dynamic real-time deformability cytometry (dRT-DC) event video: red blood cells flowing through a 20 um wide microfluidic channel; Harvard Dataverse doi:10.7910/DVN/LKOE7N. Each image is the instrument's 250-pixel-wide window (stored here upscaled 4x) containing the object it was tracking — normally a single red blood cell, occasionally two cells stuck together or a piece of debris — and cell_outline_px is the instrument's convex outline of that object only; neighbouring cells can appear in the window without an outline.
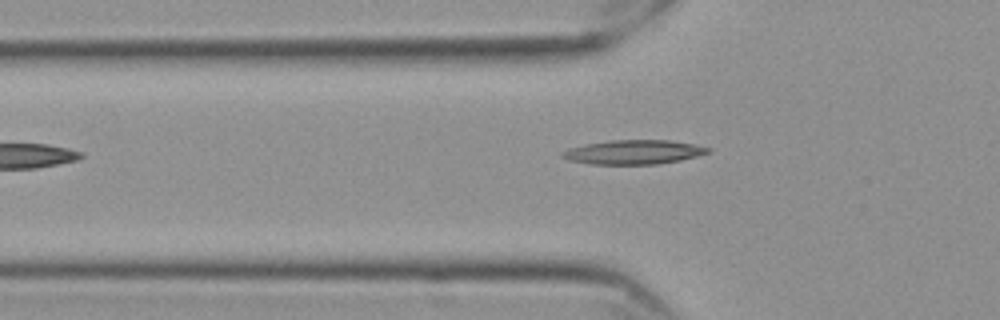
{"species": "Egyptian fruit bat (a non-hibernating species)", "species_latin": "Rousettus aegyptiacus", "temperature_condition": "cold", "stored_images_in_passage": 37, "camera_frame_rate_fps": 3000, "um_per_image_px": 0.085, "frame": {"image": 1, "passage_image": 2, "time_ms": 0.333, "image_size_px": [1000, 320], "cell_outline_px": [[712, 152], [680, 160], [656, 164], [592, 164], [568, 160], [560, 156], [560, 152], [568, 148], [584, 144], [612, 140], [668, 140], [692, 144], [712, 148]], "centroid_in_image_um": [53.83, 12.93], "position_along_channel_um": 72.0, "area_um2": 20.58}}
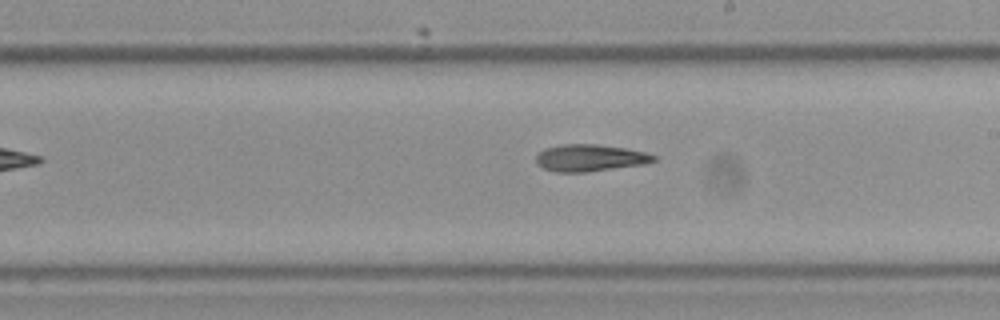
{"frame": {"image": 2, "passage_image": 16, "time_ms": 5.0, "image_size_px": [1000, 320], "cell_outline_px": [[656, 160], [644, 164], [584, 172], [556, 172], [544, 168], [536, 164], [536, 156], [544, 148], [560, 144], [596, 144], [628, 148], [644, 152], [656, 156]], "centroid_in_image_um": [50.12, 13.41], "position_along_channel_um": 238.9, "area_um2": 18.44}}
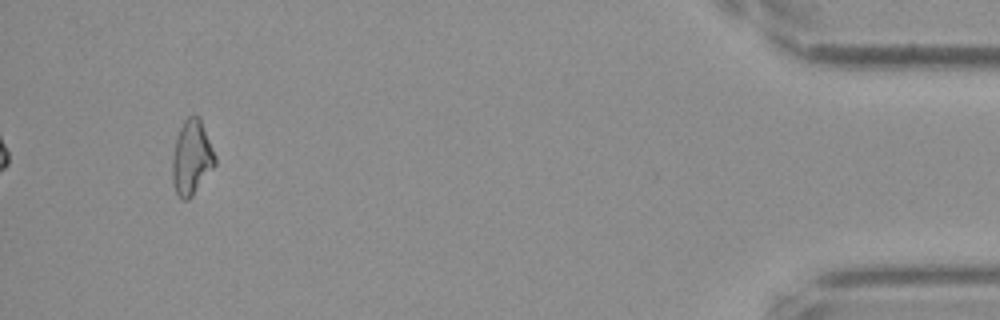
{"frame": {"image": 3, "passage_image": 37, "time_ms": 12.0, "image_size_px": [1000, 320], "cell_outline_px": [[216, 164], [192, 196], [188, 200], [180, 200], [176, 196], [172, 184], [172, 160], [176, 140], [180, 128], [184, 120], [192, 112], [200, 116], [216, 156]], "centroid_in_image_um": [16.28, 13.39], "position_along_channel_um": 418.9, "area_um2": 18.9}}